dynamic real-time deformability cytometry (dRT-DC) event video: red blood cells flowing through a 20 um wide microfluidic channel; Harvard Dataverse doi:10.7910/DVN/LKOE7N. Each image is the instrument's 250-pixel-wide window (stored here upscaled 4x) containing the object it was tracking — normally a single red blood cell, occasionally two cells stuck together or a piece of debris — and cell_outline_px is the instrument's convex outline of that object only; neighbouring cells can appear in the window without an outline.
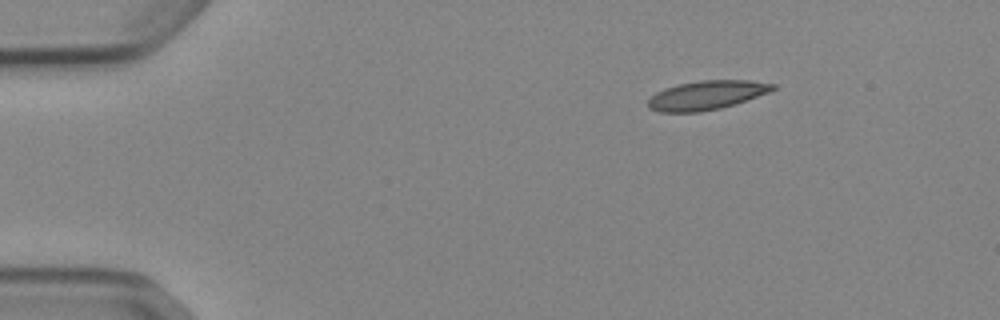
{"species": "Egyptian fruit bat (a non-hibernating species)", "species_latin": "Rousettus aegyptiacus", "temperature_condition": "cold", "stored_images_in_passage": 46, "camera_frame_rate_fps": 3000, "um_per_image_px": 0.085, "animal": {"sex": "female"}, "frame": {"image": 1, "passage_image": 1, "time_ms": 0.0, "image_size_px": [1000, 320], "cell_outline_px": [[776, 88], [768, 92], [736, 104], [720, 108], [700, 112], [660, 112], [648, 108], [648, 100], [656, 92], [664, 88], [676, 84], [700, 80], [752, 80], [776, 84]], "centroid_in_image_um": [60.05, 8.08], "position_along_channel_um": 24.9, "area_um2": 21.21}}
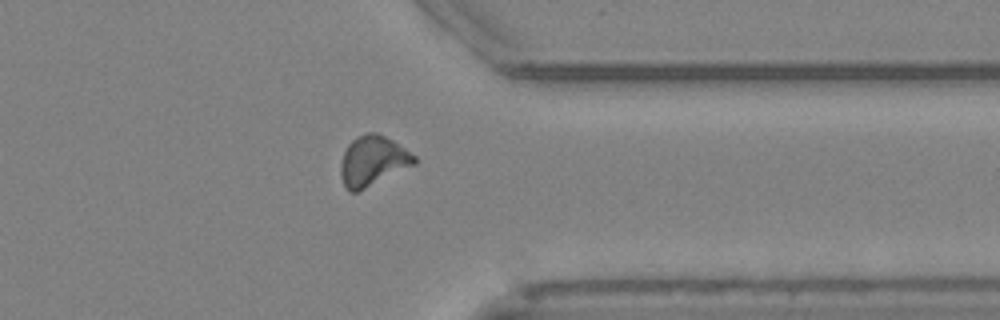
{"frame": {"image": 2, "passage_image": 35, "time_ms": 11.333, "image_size_px": [1000, 320], "cell_outline_px": [[416, 164], [356, 192], [348, 192], [344, 188], [340, 176], [340, 164], [344, 152], [348, 144], [356, 136], [364, 132], [376, 132], [392, 140], [416, 156]], "centroid_in_image_um": [31.65, 13.67], "position_along_channel_um": 379.8, "area_um2": 21.5}}
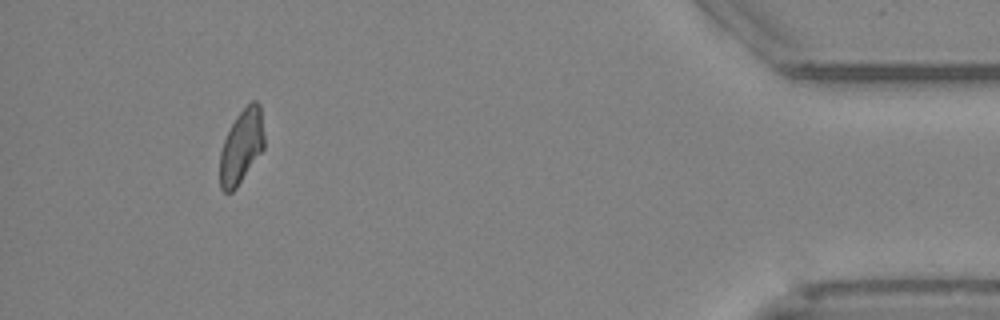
{"frame": {"image": 3, "passage_image": 42, "time_ms": 13.667, "image_size_px": [1000, 320], "cell_outline_px": [[264, 148], [236, 188], [232, 192], [224, 192], [220, 188], [220, 152], [224, 140], [236, 116], [252, 100], [256, 100], [260, 104], [264, 136]], "centroid_in_image_um": [20.52, 12.45], "position_along_channel_um": 414.7, "area_um2": 18.96}, "authors_computed_cell_mechanics": {"area_um2": 20.6635, "velocity_mm_per_s": 3.8639, "shape_relaxation_time_tau1_ms": 9.0149, "shape_relaxation_time_tau2_ms": 2.3024, "deformation_change_tau1": 0.1926, "deformation_change_tau2": 0.0975}}